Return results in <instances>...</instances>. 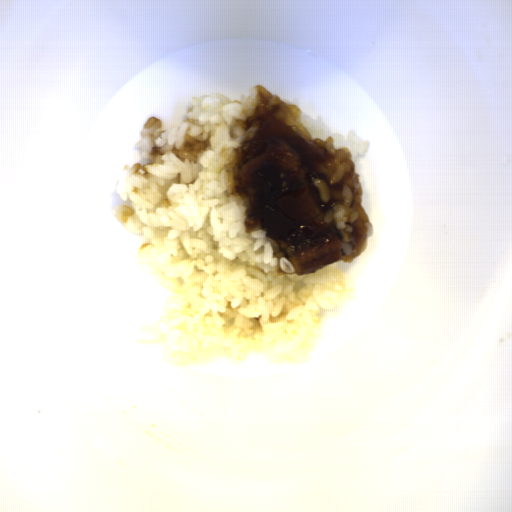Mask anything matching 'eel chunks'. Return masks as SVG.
<instances>
[{
    "mask_svg": "<svg viewBox=\"0 0 512 512\" xmlns=\"http://www.w3.org/2000/svg\"><path fill=\"white\" fill-rule=\"evenodd\" d=\"M257 107L231 161L236 196L250 199L245 233L260 222L301 277L344 259L335 227L324 220L328 208L313 179L315 162L326 151L299 121L298 105L279 101L260 84Z\"/></svg>",
    "mask_w": 512,
    "mask_h": 512,
    "instance_id": "obj_1",
    "label": "eel chunks"
}]
</instances>
